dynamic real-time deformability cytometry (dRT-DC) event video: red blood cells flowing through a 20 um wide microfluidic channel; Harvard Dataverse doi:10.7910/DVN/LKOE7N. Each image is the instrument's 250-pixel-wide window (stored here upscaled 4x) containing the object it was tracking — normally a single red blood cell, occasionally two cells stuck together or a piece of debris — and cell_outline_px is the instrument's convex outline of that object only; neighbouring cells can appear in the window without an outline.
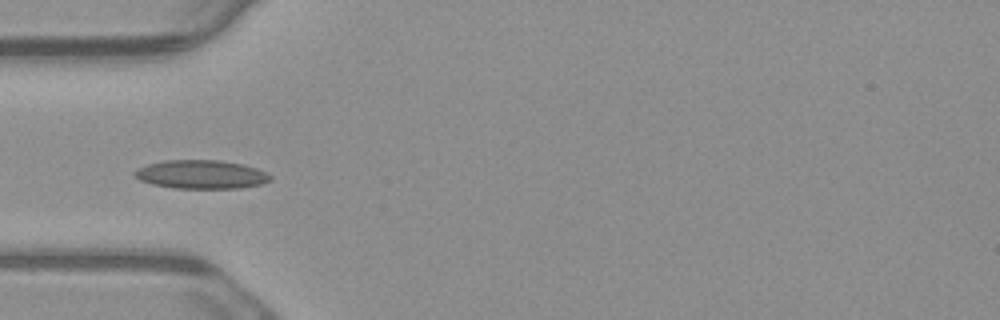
{"species": "common noctule bat (a hibernating species)", "species_latin": "Nyctalus noctula", "temperature_condition": "warm", "stored_images_in_passage": 6, "camera_frame_rate_fps": 3000, "um_per_image_px": 0.085, "animal": {"sex": "male", "body_mass_g": 23.1, "forearm_length_mm": 52.7}, "frame": {"image": 1, "passage_image": 5, "time_ms": 1.333, "image_size_px": [1000, 320], "cell_outline_px": [[272, 180], [264, 184], [240, 188], [172, 188], [152, 184], [140, 180], [132, 176], [132, 172], [136, 168], [148, 164], [164, 160], [220, 160], [244, 164], [256, 168], [272, 176]], "centroid_in_image_um": [17.08, 14.82], "position_along_channel_um": 67.9, "area_um2": 22.95}}
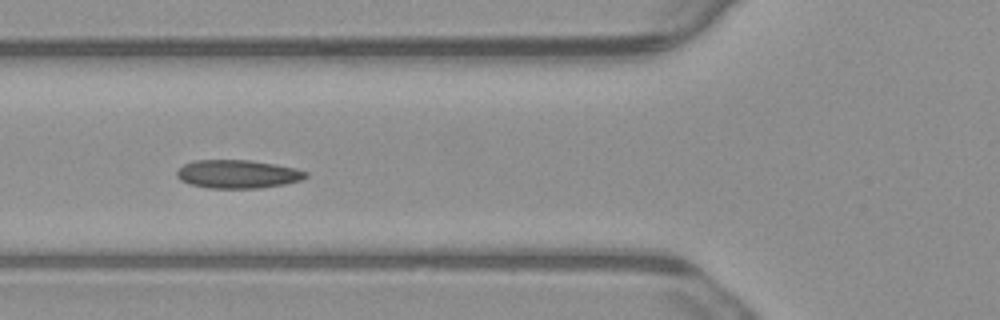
{"frame": {"image": 2, "passage_image": 6, "time_ms": 1.667, "image_size_px": [1000, 320], "cell_outline_px": [[308, 176], [300, 180], [284, 184], [260, 188], [208, 188], [188, 184], [180, 180], [176, 176], [176, 172], [184, 164], [192, 160], [252, 160], [276, 164], [296, 168], [308, 172]], "centroid_in_image_um": [20.19, 14.79], "position_along_channel_um": 105.6, "area_um2": 21.5}}